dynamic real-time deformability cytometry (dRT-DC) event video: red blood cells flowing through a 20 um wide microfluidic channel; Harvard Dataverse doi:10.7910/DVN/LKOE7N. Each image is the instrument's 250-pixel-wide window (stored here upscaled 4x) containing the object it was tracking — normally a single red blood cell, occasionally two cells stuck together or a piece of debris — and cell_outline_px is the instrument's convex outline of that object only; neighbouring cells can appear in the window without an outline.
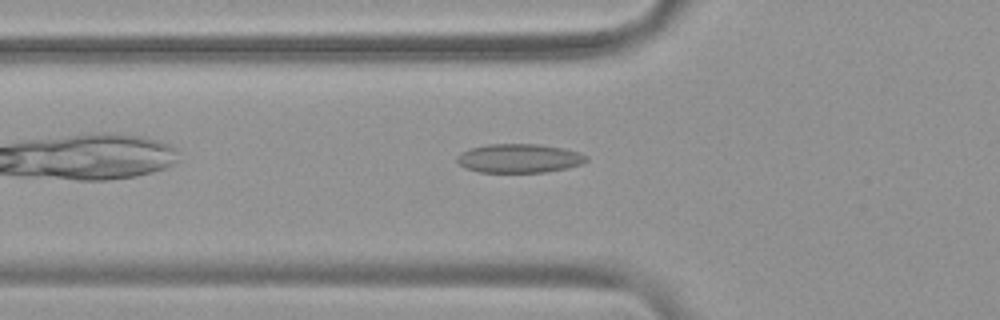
{"species": "common noctule bat (a hibernating species)", "species_latin": "Nyctalus noctula", "temperature_condition": "warm", "stored_images_in_passage": 40, "camera_frame_rate_fps": 3000, "um_per_image_px": 0.085, "animal": {"sex": "female", "body_mass_g": 19.9}, "frame": {"image": 1, "passage_image": 5, "time_ms": 1.333, "image_size_px": [1000, 320], "cell_outline_px": [[588, 160], [580, 164], [568, 168], [544, 172], [480, 172], [468, 168], [460, 164], [456, 160], [456, 156], [460, 152], [468, 148], [488, 144], [540, 144], [564, 148], [580, 152], [588, 156]], "centroid_in_image_um": [44.14, 13.44], "position_along_channel_um": 81.7, "area_um2": 21.91}}
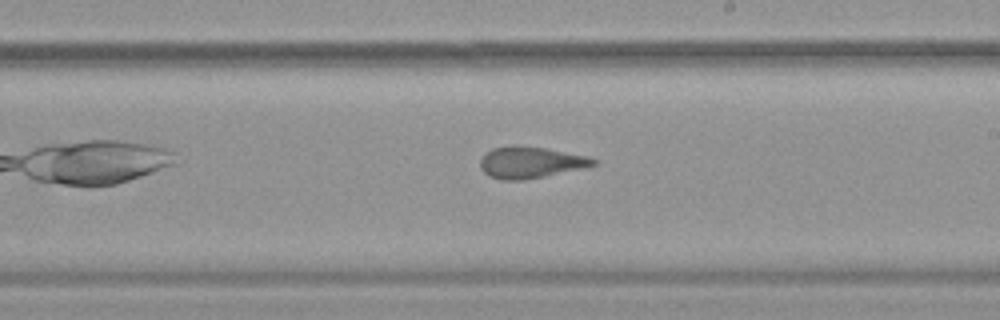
{"frame": {"image": 2, "passage_image": 18, "time_ms": 5.667, "image_size_px": [1000, 320], "cell_outline_px": [[596, 164], [584, 168], [524, 180], [504, 180], [488, 176], [480, 168], [480, 160], [484, 152], [492, 148], [512, 144], [544, 148], [588, 156], [596, 160]], "centroid_in_image_um": [45.04, 13.79], "position_along_channel_um": 244.0, "area_um2": 20.87}}
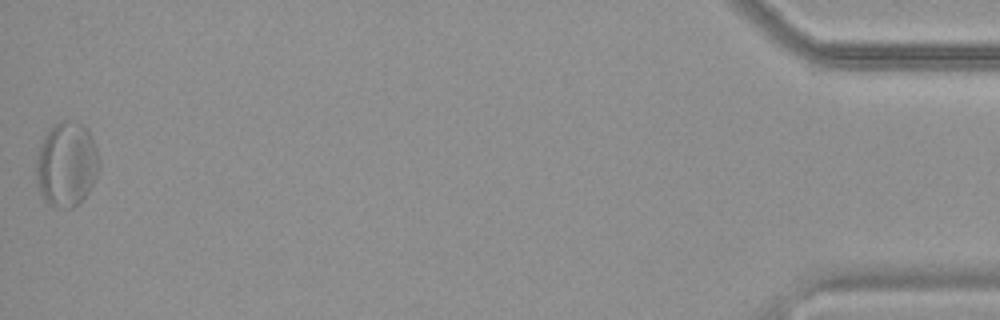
{"frame": {"image": 3, "passage_image": 40, "time_ms": 13.0, "image_size_px": [1000, 320], "cell_outline_px": [[100, 168], [88, 192], [72, 208], [64, 208], [48, 204], [44, 200], [40, 192], [36, 180], [36, 164], [40, 148], [44, 136], [60, 120], [68, 120], [80, 124], [88, 128], [96, 148], [100, 160]], "centroid_in_image_um": [5.67, 13.97], "position_along_channel_um": 429.5, "area_um2": 30.81}, "authors_computed_cell_mechanics": {"area_um2": 21.675, "velocity_mm_per_s": 3.7442, "shape_relaxation_time_tau1_ms": null, "shape_relaxation_time_tau2_ms": 1.6685, "deformation_change_tau1": null, "deformation_change_tau2": 0.1013}}